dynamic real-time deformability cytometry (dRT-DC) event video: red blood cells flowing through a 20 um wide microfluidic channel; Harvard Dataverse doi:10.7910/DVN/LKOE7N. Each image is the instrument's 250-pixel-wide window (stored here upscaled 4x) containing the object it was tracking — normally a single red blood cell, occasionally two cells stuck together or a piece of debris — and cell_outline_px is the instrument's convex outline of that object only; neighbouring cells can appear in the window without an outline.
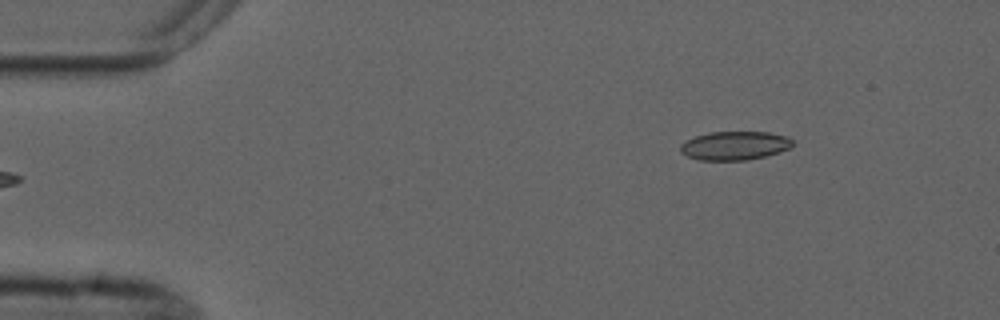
{"species": "common noctule bat (a hibernating species)", "species_latin": "Nyctalus noctula", "temperature_condition": "cold", "stored_images_in_passage": 3, "camera_frame_rate_fps": 3000, "um_per_image_px": 0.085, "animal": {"sex": "male", "forearm_length_mm": 52.5}, "frame": {"image": 1, "passage_image": 1, "time_ms": 0.0, "image_size_px": [1000, 320], "cell_outline_px": [[792, 144], [788, 148], [780, 152], [748, 160], [700, 160], [688, 156], [680, 152], [680, 144], [696, 136], [708, 132], [768, 132], [784, 136], [792, 140]], "centroid_in_image_um": [62.42, 12.38], "position_along_channel_um": 22.6, "area_um2": 18.55}}